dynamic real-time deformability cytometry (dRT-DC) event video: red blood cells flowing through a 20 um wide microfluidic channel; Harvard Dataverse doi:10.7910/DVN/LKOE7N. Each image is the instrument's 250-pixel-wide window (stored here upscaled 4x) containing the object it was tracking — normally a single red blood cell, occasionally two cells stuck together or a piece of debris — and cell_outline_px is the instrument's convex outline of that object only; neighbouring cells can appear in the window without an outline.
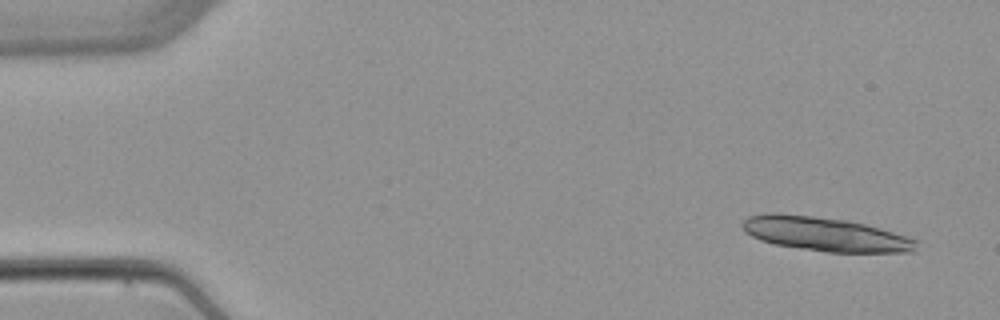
{"species": "common noctule bat (a hibernating species)", "species_latin": "Nyctalus noctula", "temperature_condition": "warm", "stored_images_in_passage": 4, "camera_frame_rate_fps": 3000, "um_per_image_px": 0.085, "animal": {"sex": "female", "body_mass_g": 22.7, "forearm_length_mm": 54.2}, "frame": {"image": 1, "passage_image": 1, "time_ms": 0.0, "image_size_px": [1000, 320], "cell_outline_px": [[916, 252], [828, 252], [800, 248], [776, 244], [760, 240], [744, 232], [740, 224], [748, 216], [764, 212], [776, 212], [848, 220], [880, 228], [916, 240]], "centroid_in_image_um": [70.06, 19.88], "position_along_channel_um": 14.9, "area_um2": 34.45}}